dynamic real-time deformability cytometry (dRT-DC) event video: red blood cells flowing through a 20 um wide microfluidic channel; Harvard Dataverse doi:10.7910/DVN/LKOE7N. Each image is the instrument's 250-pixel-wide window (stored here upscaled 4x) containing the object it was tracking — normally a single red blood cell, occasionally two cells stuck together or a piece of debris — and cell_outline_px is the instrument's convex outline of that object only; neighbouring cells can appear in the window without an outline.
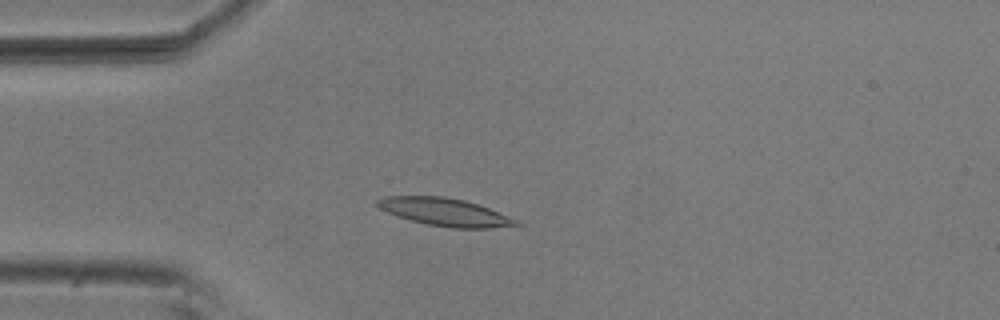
{"species": "common noctule bat (a hibernating species)", "species_latin": "Nyctalus noctula", "temperature_condition": "room temperature", "stored_images_in_passage": 3, "camera_frame_rate_fps": 3000, "um_per_image_px": 0.085, "animal": {"sex": "male", "body_mass_g": 20.5, "forearm_length_mm": 52.5}, "frame": {"image": 1, "passage_image": 3, "time_ms": 0.667, "image_size_px": [1000, 320], "cell_outline_px": [[520, 224], [488, 228], [452, 228], [428, 224], [412, 220], [388, 212], [380, 208], [376, 204], [376, 200], [384, 196], [444, 196], [464, 200], [488, 208], [520, 220]], "centroid_in_image_um": [37.82, 18.01], "position_along_channel_um": 47.2, "area_um2": 22.08}}